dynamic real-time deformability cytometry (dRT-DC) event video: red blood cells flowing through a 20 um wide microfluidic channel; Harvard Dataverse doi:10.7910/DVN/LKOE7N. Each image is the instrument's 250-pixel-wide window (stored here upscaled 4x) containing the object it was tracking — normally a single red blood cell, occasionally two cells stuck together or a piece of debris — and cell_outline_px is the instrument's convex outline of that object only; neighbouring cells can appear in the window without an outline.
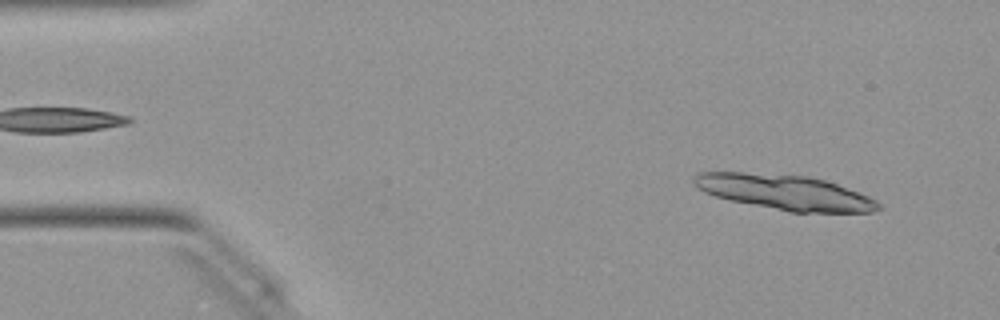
{"species": "Egyptian fruit bat (a non-hibernating species)", "species_latin": "Rousettus aegyptiacus", "temperature_condition": "warm", "stored_images_in_passage": 25, "camera_frame_rate_fps": 3000, "um_per_image_px": 0.085, "animal": {"sex": "female"}, "frame": {"image": 1, "passage_image": 4, "time_ms": 1.0, "image_size_px": [1000, 320], "cell_outline_px": [[884, 208], [872, 212], [788, 212], [728, 200], [704, 192], [692, 180], [700, 172], [744, 172], [808, 176], [824, 180], [836, 184], [868, 196], [876, 200]], "centroid_in_image_um": [66.73, 16.35], "position_along_channel_um": 18.3, "area_um2": 37.45}}
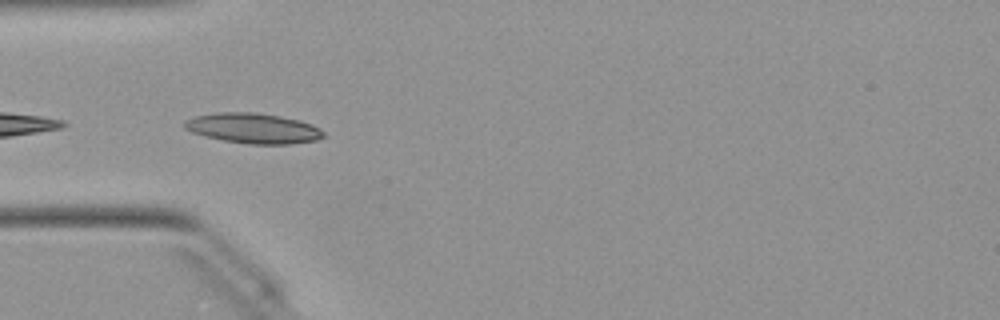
{"frame": {"image": 2, "passage_image": 15, "time_ms": 4.667, "image_size_px": [1000, 320], "cell_outline_px": [[324, 136], [316, 140], [292, 144], [248, 144], [224, 140], [204, 136], [192, 132], [184, 128], [184, 124], [188, 120], [196, 116], [216, 112], [256, 112], [280, 116], [300, 120], [312, 124], [320, 128], [324, 132]], "centroid_in_image_um": [21.56, 10.9], "position_along_channel_um": 63.4, "area_um2": 24.45}}
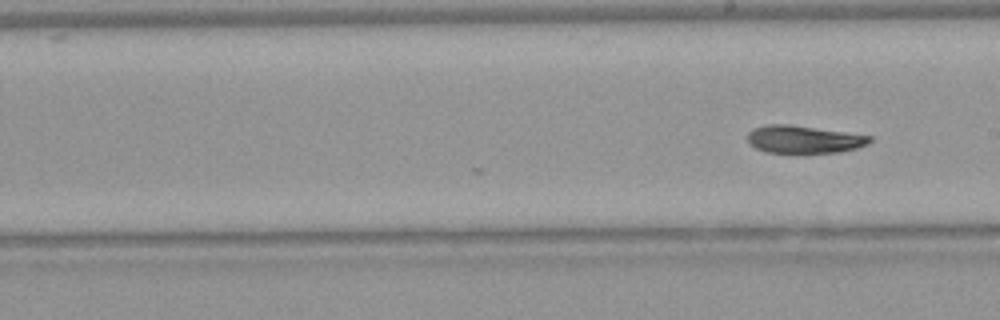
{"frame": {"image": 3, "passage_image": 25, "time_ms": 8.0, "image_size_px": [1000, 320], "cell_outline_px": [[872, 140], [868, 144], [856, 148], [840, 152], [796, 156], [768, 152], [756, 148], [748, 140], [748, 132], [752, 128], [764, 124], [788, 124], [872, 136]], "centroid_in_image_um": [68.3, 11.89], "position_along_channel_um": 220.7, "area_um2": 20.46}}